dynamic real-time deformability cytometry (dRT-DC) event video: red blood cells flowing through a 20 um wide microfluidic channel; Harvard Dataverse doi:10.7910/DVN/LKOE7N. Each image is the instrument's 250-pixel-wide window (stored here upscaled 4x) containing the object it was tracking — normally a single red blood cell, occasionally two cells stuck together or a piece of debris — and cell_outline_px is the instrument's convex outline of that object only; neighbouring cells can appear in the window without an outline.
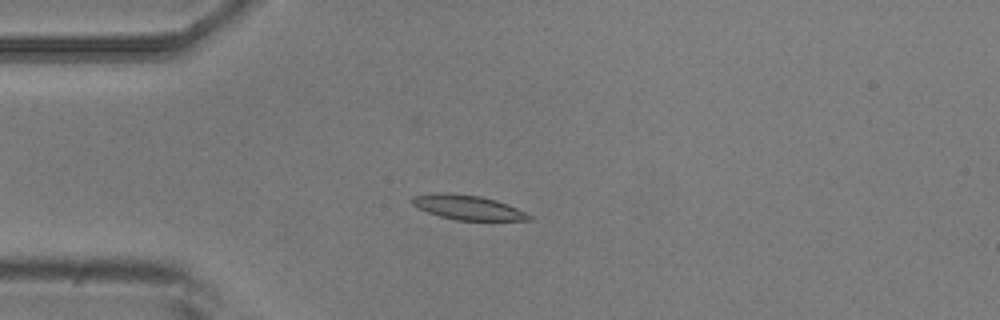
{"species": "common noctule bat (a hibernating species)", "species_latin": "Nyctalus noctula", "temperature_condition": "room temperature", "stored_images_in_passage": 5, "camera_frame_rate_fps": 3000, "um_per_image_px": 0.085, "animal": {"sex": "male", "body_mass_g": 20.5, "forearm_length_mm": 52.5}, "frame": {"image": 1, "passage_image": 2, "time_ms": 0.333, "image_size_px": [1000, 320], "cell_outline_px": [[532, 220], [456, 220], [440, 216], [428, 212], [412, 204], [412, 196], [436, 192], [448, 192], [480, 196], [496, 200], [508, 204], [532, 216]], "centroid_in_image_um": [39.75, 17.62], "position_along_channel_um": 45.3, "area_um2": 16.65}}
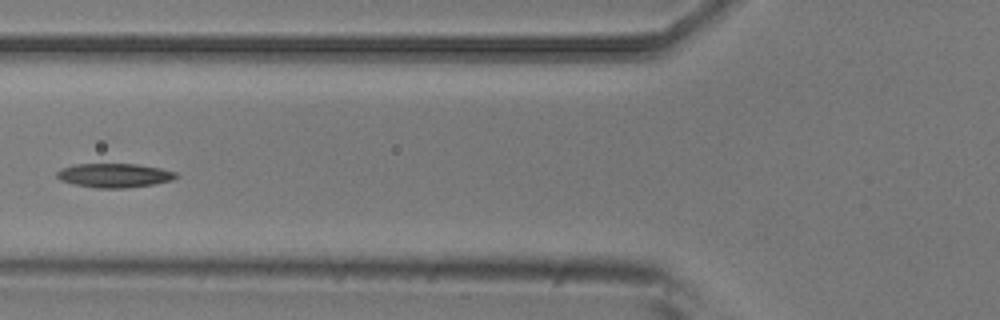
{"frame": {"image": 2, "passage_image": 4, "time_ms": 1.0, "image_size_px": [1000, 320], "cell_outline_px": [[180, 176], [172, 180], [152, 184], [124, 188], [96, 188], [76, 184], [60, 180], [56, 176], [56, 172], [60, 168], [76, 164], [136, 164], [160, 168], [176, 172]], "centroid_in_image_um": [9.71, 14.9], "position_along_channel_um": 116.1, "area_um2": 16.65}}
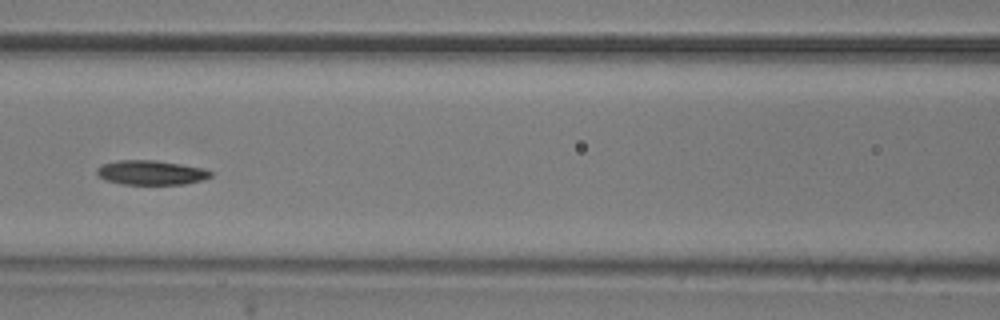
{"frame": {"image": 3, "passage_image": 5, "time_ms": 1.333, "image_size_px": [1000, 320], "cell_outline_px": [[212, 176], [200, 180], [184, 184], [120, 184], [104, 180], [96, 176], [96, 168], [104, 164], [120, 160], [156, 160], [204, 168], [212, 172]], "centroid_in_image_um": [12.79, 14.67], "position_along_channel_um": 153.8, "area_um2": 16.24}}